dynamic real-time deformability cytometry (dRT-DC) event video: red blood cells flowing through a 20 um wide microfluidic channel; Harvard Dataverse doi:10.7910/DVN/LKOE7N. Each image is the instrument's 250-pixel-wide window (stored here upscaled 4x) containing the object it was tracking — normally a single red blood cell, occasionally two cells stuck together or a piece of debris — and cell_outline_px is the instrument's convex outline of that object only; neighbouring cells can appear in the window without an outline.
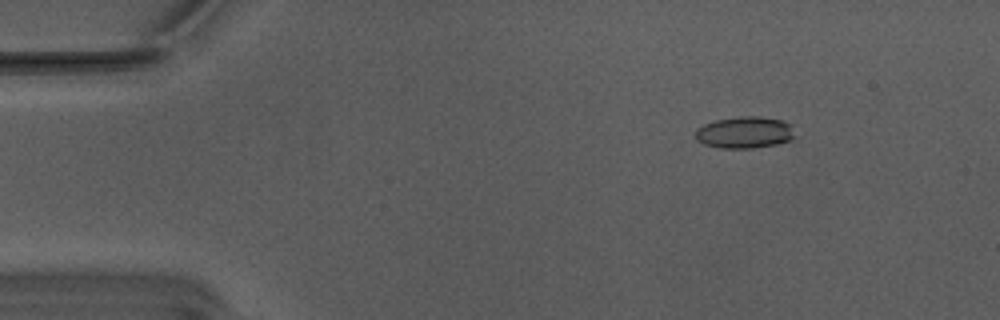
{"species": "Egyptian fruit bat (a non-hibernating species)", "species_latin": "Rousettus aegyptiacus", "temperature_condition": "warm", "stored_images_in_passage": 53, "camera_frame_rate_fps": 3000, "um_per_image_px": 0.085, "animal": {"sex": "male"}, "frame": {"image": 1, "passage_image": 6, "time_ms": 1.667, "image_size_px": [1000, 320], "cell_outline_px": [[796, 136], [792, 140], [776, 144], [752, 148], [720, 148], [704, 144], [696, 140], [696, 128], [704, 124], [716, 120], [740, 116], [756, 116], [780, 120], [792, 124]], "centroid_in_image_um": [63.32, 11.26], "position_along_channel_um": 21.7, "area_um2": 18.5}}
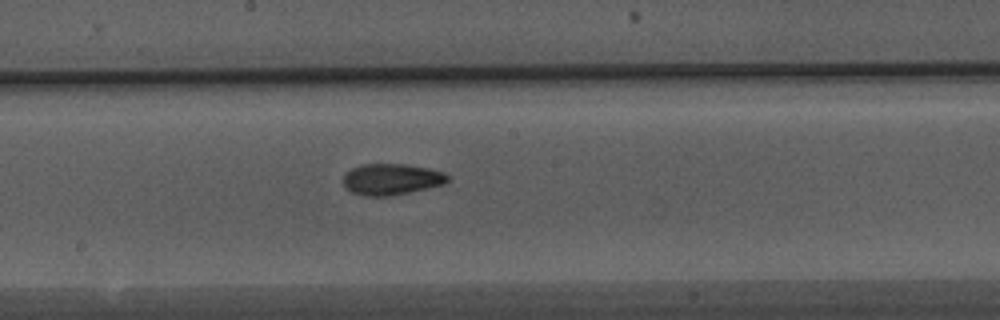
{"frame": {"image": 2, "passage_image": 28, "time_ms": 9.0, "image_size_px": [1000, 320], "cell_outline_px": [[448, 180], [444, 184], [408, 192], [388, 196], [364, 196], [352, 192], [344, 188], [344, 176], [352, 168], [360, 164], [404, 164], [428, 168], [444, 172], [448, 176]], "centroid_in_image_um": [33.25, 15.23], "position_along_channel_um": 214.9, "area_um2": 18.84}}
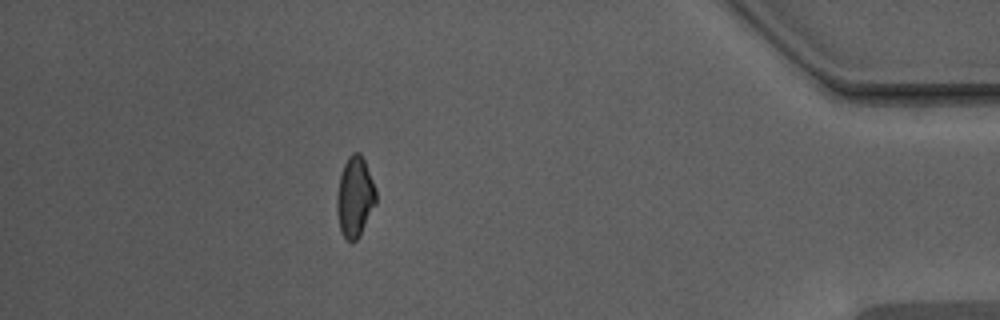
{"frame": {"image": 3, "passage_image": 47, "time_ms": 15.333, "image_size_px": [1000, 320], "cell_outline_px": [[376, 204], [360, 236], [352, 244], [344, 240], [340, 232], [336, 212], [336, 196], [340, 172], [348, 156], [352, 152], [360, 152], [364, 160], [376, 188]], "centroid_in_image_um": [30.14, 16.78], "position_along_channel_um": 405.1, "area_um2": 18.9}, "authors_computed_cell_mechanics": {"area_um2": 18.4382, "velocity_mm_per_s": 3.7964, "shape_relaxation_time_tau1_ms": null, "shape_relaxation_time_tau2_ms": 2.6917, "deformation_change_tau1": null, "deformation_change_tau2": 0.08}}